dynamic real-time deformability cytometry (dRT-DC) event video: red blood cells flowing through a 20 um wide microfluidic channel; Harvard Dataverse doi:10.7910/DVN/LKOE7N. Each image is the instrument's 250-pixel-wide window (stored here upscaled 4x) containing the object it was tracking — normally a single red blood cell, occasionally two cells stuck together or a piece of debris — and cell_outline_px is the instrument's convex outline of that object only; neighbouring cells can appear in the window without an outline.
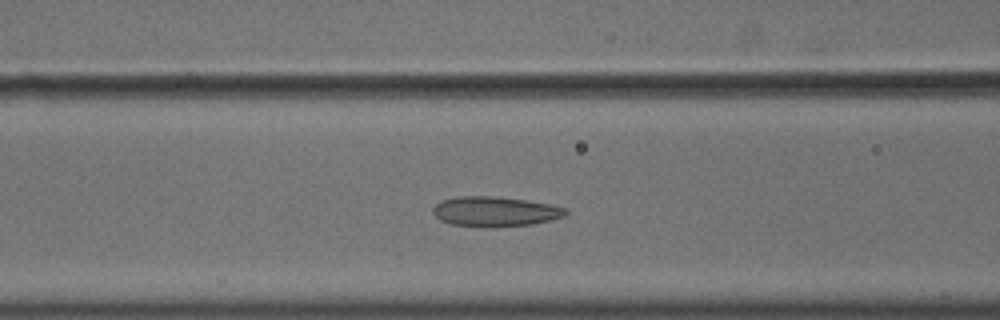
{"species": "common noctule bat (a hibernating species)", "species_latin": "Nyctalus noctula", "temperature_condition": "cold", "stored_images_in_passage": 52, "camera_frame_rate_fps": 3000, "um_per_image_px": 0.085, "animal": {"sex": "male", "body_mass_g": 18.8}, "frame": {"image": 1, "passage_image": 20, "time_ms": 6.333, "image_size_px": [1000, 320], "cell_outline_px": [[568, 212], [564, 216], [552, 220], [532, 224], [452, 224], [440, 220], [432, 212], [432, 208], [436, 204], [444, 200], [456, 196], [492, 196], [524, 200], [548, 204], [568, 208]], "centroid_in_image_um": [42.1, 17.93], "position_along_channel_um": 124.5, "area_um2": 22.02}}
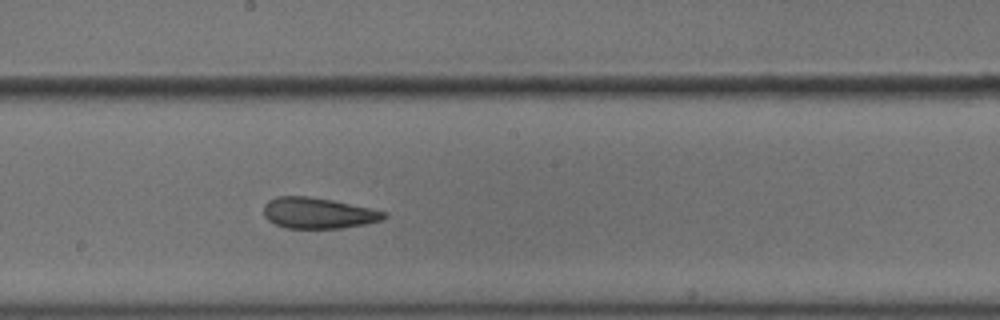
{"frame": {"image": 2, "passage_image": 28, "time_ms": 9.0, "image_size_px": [1000, 320], "cell_outline_px": [[388, 216], [380, 220], [364, 224], [340, 228], [284, 228], [268, 220], [264, 216], [264, 204], [268, 200], [276, 196], [308, 196], [332, 200], [368, 208], [384, 212]], "centroid_in_image_um": [26.97, 18.11], "position_along_channel_um": 221.2, "area_um2": 21.44}}
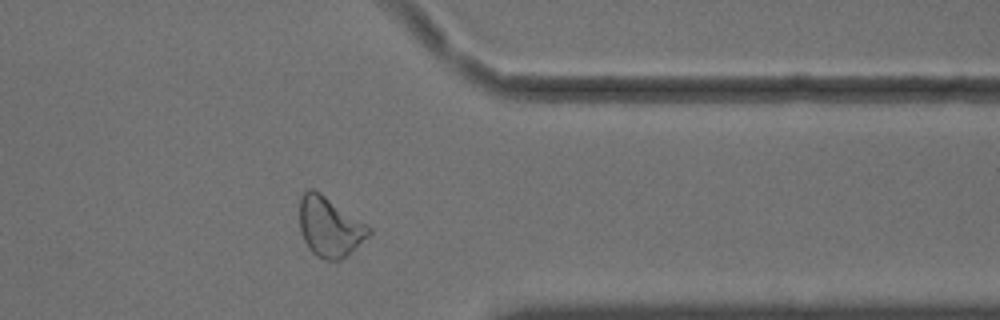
{"frame": {"image": 3, "passage_image": 42, "time_ms": 13.667, "image_size_px": [1000, 320], "cell_outline_px": [[372, 232], [368, 236], [340, 260], [324, 260], [316, 256], [308, 248], [300, 232], [300, 196], [308, 188], [312, 188], [320, 192], [368, 224], [372, 228]], "centroid_in_image_um": [28.01, 19.26], "position_along_channel_um": 383.4, "area_um2": 24.16}, "authors_computed_cell_mechanics": {"area_um2": 23.9003, "velocity_mm_per_s": 3.6152, "shape_relaxation_time_tau1_ms": 5.9021, "shape_relaxation_time_tau2_ms": 2.6672, "deformation_change_tau1": 0.1164, "deformation_change_tau2": 0.0879}}